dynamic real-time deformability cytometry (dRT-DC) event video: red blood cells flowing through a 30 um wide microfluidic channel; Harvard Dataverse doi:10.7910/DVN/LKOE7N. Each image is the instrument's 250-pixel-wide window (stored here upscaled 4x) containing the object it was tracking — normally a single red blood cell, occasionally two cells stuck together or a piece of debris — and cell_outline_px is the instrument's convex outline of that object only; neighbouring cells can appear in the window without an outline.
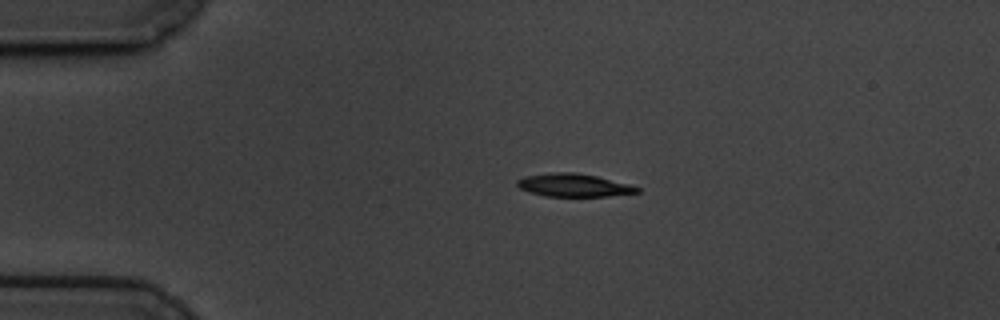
{"species": "common noctule bat (a hibernating species)", "species_latin": "Nyctalus noctula", "temperature_condition": "cold", "stored_images_in_passage": 47, "camera_frame_rate_fps": 3000, "um_per_image_px": 0.085, "animal": {"sex": "male", "body_mass_g": 19.5, "forearm_length_mm": 54.6}, "frame": {"image": 1, "passage_image": 1, "time_ms": 0.0, "image_size_px": [1000, 320], "cell_outline_px": [[640, 192], [608, 196], [544, 196], [528, 192], [520, 188], [516, 184], [516, 180], [524, 176], [552, 172], [576, 172], [596, 176], [628, 184], [640, 188]], "centroid_in_image_um": [48.72, 15.74], "position_along_channel_um": 36.3, "area_um2": 16.07}}
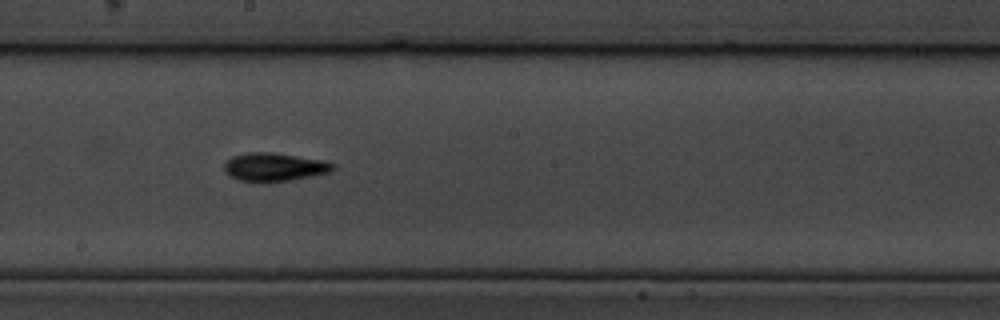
{"frame": {"image": 2, "passage_image": 21, "time_ms": 6.667, "image_size_px": [1000, 320], "cell_outline_px": [[336, 168], [332, 172], [288, 180], [264, 184], [236, 180], [228, 176], [224, 172], [224, 164], [232, 156], [248, 152], [272, 152], [320, 160], [336, 164]], "centroid_in_image_um": [23.26, 14.22], "position_along_channel_um": 224.9, "area_um2": 18.32}}
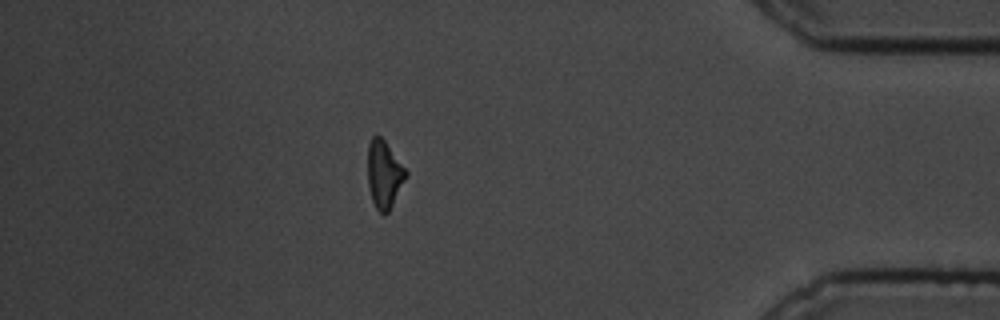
{"frame": {"image": 3, "passage_image": 40, "time_ms": 13.0, "image_size_px": [1000, 320], "cell_outline_px": [[408, 176], [388, 212], [384, 216], [376, 208], [372, 200], [368, 184], [368, 144], [372, 136], [380, 136], [384, 140], [408, 172]], "centroid_in_image_um": [32.66, 14.83], "position_along_channel_um": 402.5, "area_um2": 14.97}, "authors_computed_cell_mechanics": {"area_um2": 16.2996, "velocity_mm_per_s": 3.4171, "shape_relaxation_time_tau1_ms": 2.7564, "shape_relaxation_time_tau2_ms": 5.9857, "deformation_change_tau1": 0.1533, "deformation_change_tau2": 0.1461}}